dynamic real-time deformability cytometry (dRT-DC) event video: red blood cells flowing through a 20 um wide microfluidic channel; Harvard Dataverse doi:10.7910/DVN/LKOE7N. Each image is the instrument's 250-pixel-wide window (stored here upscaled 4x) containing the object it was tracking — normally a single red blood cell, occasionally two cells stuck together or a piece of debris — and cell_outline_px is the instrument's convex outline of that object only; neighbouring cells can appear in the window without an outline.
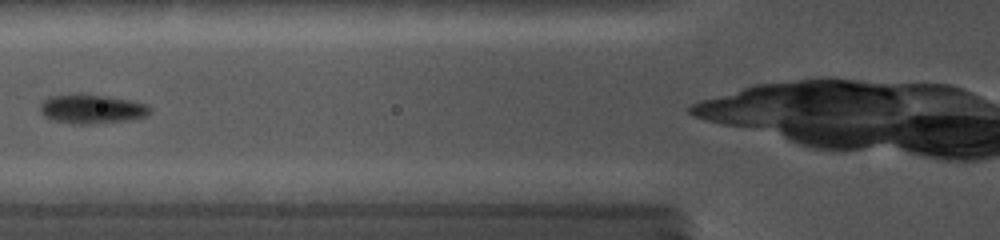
{"species": "common noctule bat (a hibernating species)", "species_latin": "Nyctalus noctula", "temperature_condition": "cold", "stored_images_in_passage": 5, "camera_frame_rate_fps": 5000, "um_per_image_px": 0.085, "animal": {"sex": "female", "body_mass_g": 19.0, "forearm_length_mm": 56.7}, "frame": {"image": 1, "passage_image": 3, "time_ms": 1.4, "image_size_px": [1000, 240], "cell_outline_px": [[152, 112], [144, 116], [128, 120], [92, 124], [72, 124], [48, 120], [40, 112], [40, 104], [44, 100], [52, 96], [104, 96], [128, 100], [144, 104], [152, 108]], "centroid_in_image_um": [7.77, 9.31], "position_along_channel_um": 118.0, "area_um2": 18.15}}